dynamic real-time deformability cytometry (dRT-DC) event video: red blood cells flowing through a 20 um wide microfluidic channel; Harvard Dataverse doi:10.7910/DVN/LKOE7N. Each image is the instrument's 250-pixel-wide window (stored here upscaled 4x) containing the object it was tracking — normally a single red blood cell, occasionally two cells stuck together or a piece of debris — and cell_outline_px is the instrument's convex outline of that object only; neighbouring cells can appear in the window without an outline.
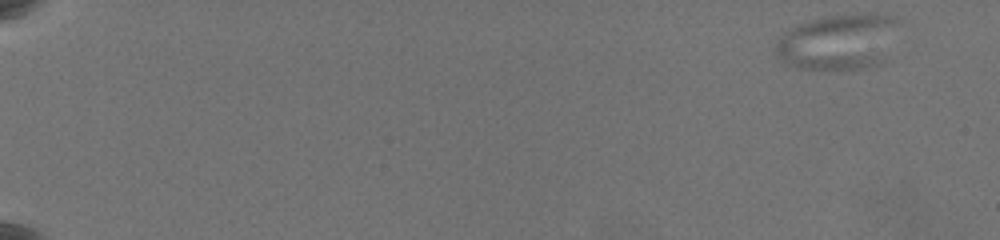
{"species": "common noctule bat (a hibernating species)", "species_latin": "Nyctalus noctula", "temperature_condition": "warm", "stored_images_in_passage": 22, "camera_frame_rate_fps": 3000, "um_per_image_px": 0.085, "animal": {"sex": "female", "body_mass_g": 19.5, "forearm_length_mm": 54.1}, "frame": {"image": 1, "passage_image": 1, "time_ms": 0.0, "image_size_px": [1000, 240], "cell_outline_px": [[900, 24], [880, 64], [856, 68], [800, 68], [784, 64], [776, 60], [776, 40], [784, 32], [800, 24], [812, 20], [828, 16], [860, 12], [868, 12], [896, 16], [900, 20]], "centroid_in_image_um": [71.25, 3.51], "position_along_channel_um": 13.8, "area_um2": 39.94}}
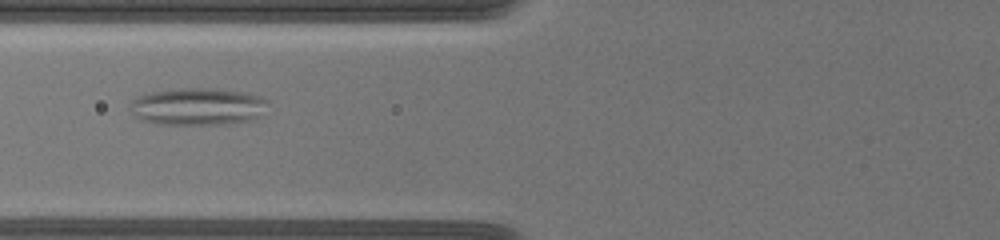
{"frame": {"image": 2, "passage_image": 19, "time_ms": 6.0, "image_size_px": [1000, 240], "cell_outline_px": [[268, 100], [260, 116], [252, 120], [228, 124], [160, 124], [144, 120], [136, 116], [132, 112], [128, 104], [136, 96], [152, 92], [184, 88], [216, 88], [248, 92], [260, 96]], "centroid_in_image_um": [16.82, 9.04], "position_along_channel_um": 109.0, "area_um2": 30.06}}